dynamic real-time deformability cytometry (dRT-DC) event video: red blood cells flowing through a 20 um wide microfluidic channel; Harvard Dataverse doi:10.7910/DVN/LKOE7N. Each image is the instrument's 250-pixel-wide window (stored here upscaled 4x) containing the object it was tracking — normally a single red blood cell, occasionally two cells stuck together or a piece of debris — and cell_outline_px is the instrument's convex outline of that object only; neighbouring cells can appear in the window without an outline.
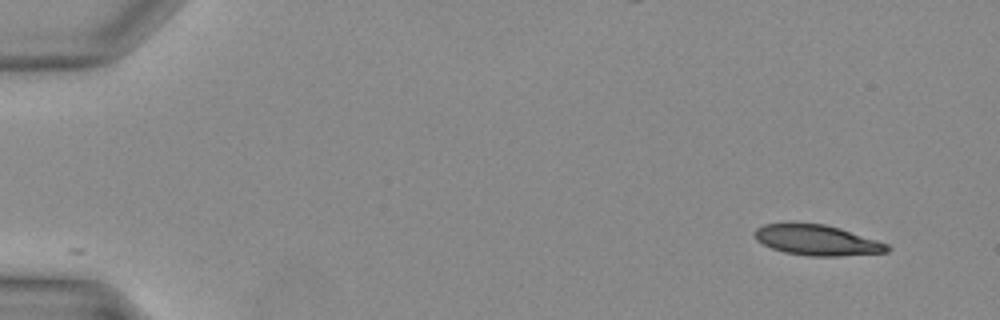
{"species": "Egyptian fruit bat (a non-hibernating species)", "species_latin": "Rousettus aegyptiacus", "temperature_condition": "warm", "stored_images_in_passage": 10, "camera_frame_rate_fps": 3000, "um_per_image_px": 0.085, "animal": {"sex": "female"}, "frame": {"image": 1, "passage_image": 1, "time_ms": 0.0, "image_size_px": [1000, 320], "cell_outline_px": [[892, 248], [888, 252], [836, 256], [808, 256], [784, 252], [772, 248], [756, 240], [752, 232], [756, 228], [764, 224], [788, 220], [792, 220], [824, 224], [840, 228], [888, 244]], "centroid_in_image_um": [69.36, 20.37], "position_along_channel_um": 15.6, "area_um2": 24.22}}